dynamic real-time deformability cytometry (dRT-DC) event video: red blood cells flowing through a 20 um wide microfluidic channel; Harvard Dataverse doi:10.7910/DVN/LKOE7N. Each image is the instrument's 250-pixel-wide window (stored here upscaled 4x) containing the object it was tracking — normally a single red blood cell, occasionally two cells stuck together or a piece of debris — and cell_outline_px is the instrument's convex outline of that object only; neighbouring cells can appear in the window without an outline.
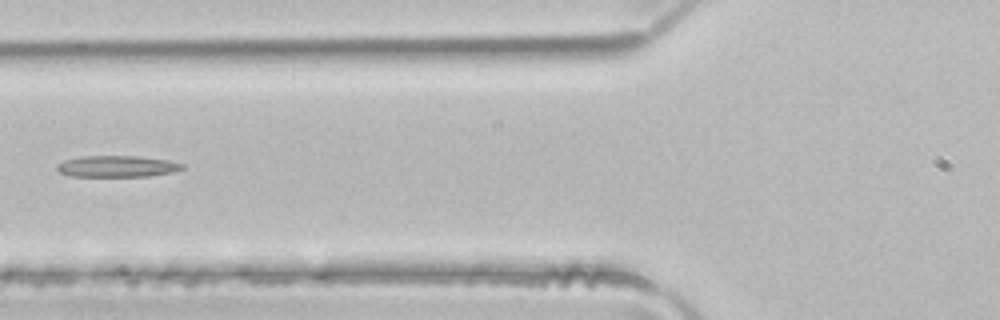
{"species": "common noctule bat (a hibernating species)", "species_latin": "Nyctalus noctula", "temperature_condition": "room temperature", "stored_images_in_passage": 6, "camera_frame_rate_fps": 3000, "um_per_image_px": 0.085, "animal": {"sex": "male", "body_mass_g": 21.5, "forearm_length_mm": 52.0}, "frame": {"image": 1, "passage_image": 6, "time_ms": 1.667, "image_size_px": [1000, 320], "cell_outline_px": [[184, 168], [172, 172], [148, 176], [68, 176], [60, 172], [56, 168], [56, 164], [64, 160], [80, 156], [140, 156], [168, 160], [184, 164]], "centroid_in_image_um": [9.92, 14.13], "position_along_channel_um": 115.9, "area_um2": 15.66}}